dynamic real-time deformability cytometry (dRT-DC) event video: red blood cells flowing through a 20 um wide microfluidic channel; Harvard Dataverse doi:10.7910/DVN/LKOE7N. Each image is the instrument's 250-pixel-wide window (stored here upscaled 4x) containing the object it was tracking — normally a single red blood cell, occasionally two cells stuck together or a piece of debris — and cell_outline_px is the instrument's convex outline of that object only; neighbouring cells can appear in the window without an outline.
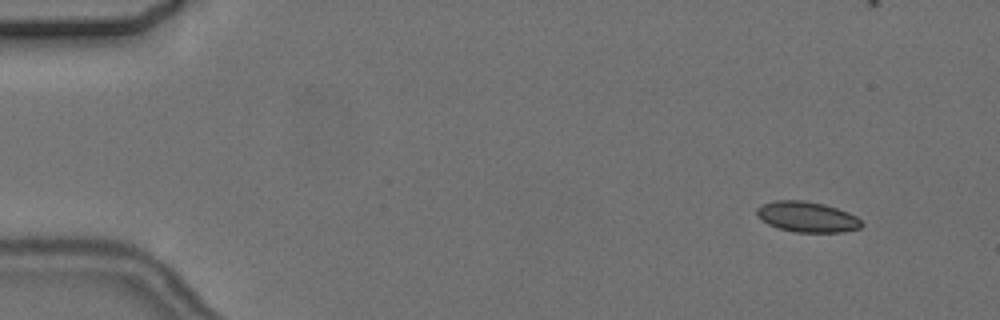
{"species": "common noctule bat (a hibernating species)", "species_latin": "Nyctalus noctula", "temperature_condition": "cold", "stored_images_in_passage": 6, "camera_frame_rate_fps": 3000, "um_per_image_px": 0.085, "animal": {"sex": "female", "body_mass_g": 24.6, "forearm_length_mm": 56.2}, "frame": {"image": 1, "passage_image": 2, "time_ms": 1.333, "image_size_px": [1000, 320], "cell_outline_px": [[864, 224], [860, 228], [844, 232], [796, 232], [780, 228], [768, 224], [756, 216], [756, 208], [764, 204], [776, 200], [804, 200], [824, 204], [848, 212], [856, 216]], "centroid_in_image_um": [68.61, 18.43], "position_along_channel_um": 16.4, "area_um2": 18.61}}